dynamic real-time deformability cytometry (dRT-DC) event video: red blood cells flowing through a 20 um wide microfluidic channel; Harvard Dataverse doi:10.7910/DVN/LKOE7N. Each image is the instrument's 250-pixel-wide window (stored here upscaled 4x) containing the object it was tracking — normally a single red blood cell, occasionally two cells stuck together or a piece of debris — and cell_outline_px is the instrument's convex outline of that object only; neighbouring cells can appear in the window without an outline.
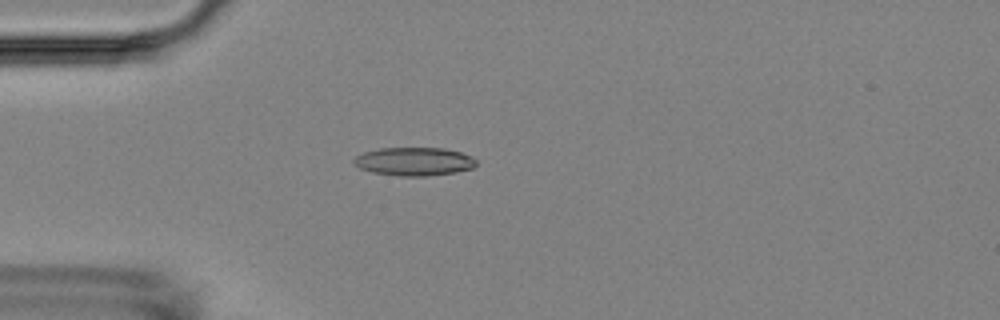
{"species": "Egyptian fruit bat (a non-hibernating species)", "species_latin": "Rousettus aegyptiacus", "temperature_condition": "room temperature", "stored_images_in_passage": 4, "camera_frame_rate_fps": 3000, "um_per_image_px": 0.085, "animal": {"sex": "female"}, "frame": {"image": 1, "passage_image": 3, "time_ms": 2.333, "image_size_px": [1000, 320], "cell_outline_px": [[476, 164], [472, 168], [456, 172], [424, 176], [400, 176], [372, 172], [360, 168], [352, 164], [352, 160], [356, 156], [364, 152], [380, 148], [444, 148], [460, 152], [472, 156], [476, 160]], "centroid_in_image_um": [35.18, 13.72], "position_along_channel_um": 49.8, "area_um2": 20.23}}